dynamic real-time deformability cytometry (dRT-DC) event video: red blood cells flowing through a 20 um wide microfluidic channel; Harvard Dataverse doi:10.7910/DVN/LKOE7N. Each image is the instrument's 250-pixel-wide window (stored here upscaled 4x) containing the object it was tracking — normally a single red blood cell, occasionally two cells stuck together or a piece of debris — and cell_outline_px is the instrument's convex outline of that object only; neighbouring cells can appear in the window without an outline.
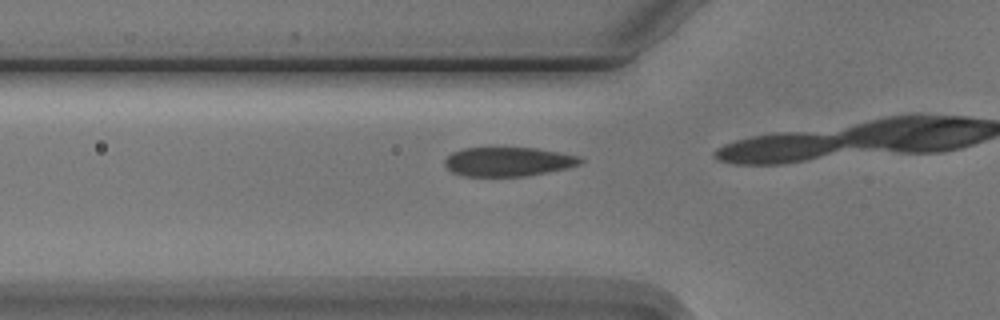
{"species": "Egyptian fruit bat (a non-hibernating species)", "species_latin": "Rousettus aegyptiacus", "temperature_condition": "cold", "stored_images_in_passage": 4, "segment_of_instrument_passage": [2, 2], "camera_frame_rate_fps": 3000, "um_per_image_px": 0.085, "animal": {"sex": "male"}, "frame": {"image": 1, "passage_image": 4, "time_ms": 3.667, "image_size_px": [1000, 320], "cell_outline_px": [[584, 160], [580, 164], [568, 168], [548, 172], [524, 176], [464, 176], [452, 172], [444, 164], [444, 160], [452, 152], [464, 148], [536, 148], [580, 156]], "centroid_in_image_um": [43.21, 13.74], "position_along_channel_um": 82.6, "area_um2": 23.0}}